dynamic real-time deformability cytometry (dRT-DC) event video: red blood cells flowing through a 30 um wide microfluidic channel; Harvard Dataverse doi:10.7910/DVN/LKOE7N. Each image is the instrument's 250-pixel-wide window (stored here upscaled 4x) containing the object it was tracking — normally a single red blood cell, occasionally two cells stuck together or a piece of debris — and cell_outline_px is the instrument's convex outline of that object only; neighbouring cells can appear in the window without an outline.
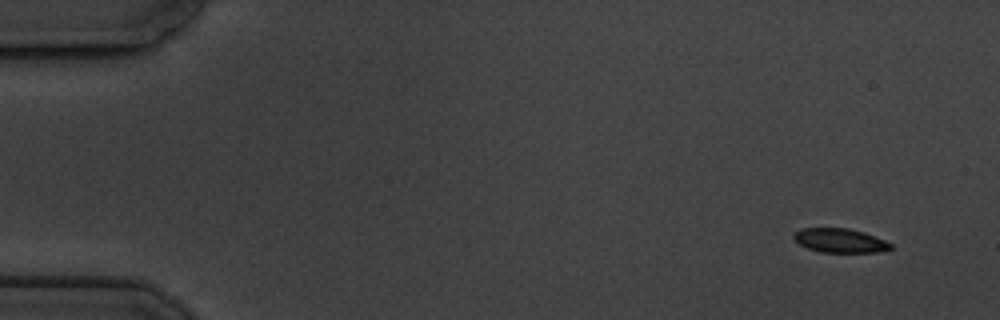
{"species": "common noctule bat (a hibernating species)", "species_latin": "Nyctalus noctula", "temperature_condition": "cold", "stored_images_in_passage": 5, "camera_frame_rate_fps": 3000, "um_per_image_px": 0.085, "animal": {"sex": "male", "body_mass_g": 19.5, "forearm_length_mm": 54.6}, "frame": {"image": 1, "passage_image": 1, "time_ms": 0.0, "image_size_px": [1000, 320], "cell_outline_px": [[892, 248], [876, 252], [820, 252], [808, 248], [800, 244], [792, 236], [792, 232], [800, 228], [848, 228], [864, 232], [884, 240], [892, 244]], "centroid_in_image_um": [71.36, 20.43], "position_along_channel_um": 13.6, "area_um2": 13.58}}